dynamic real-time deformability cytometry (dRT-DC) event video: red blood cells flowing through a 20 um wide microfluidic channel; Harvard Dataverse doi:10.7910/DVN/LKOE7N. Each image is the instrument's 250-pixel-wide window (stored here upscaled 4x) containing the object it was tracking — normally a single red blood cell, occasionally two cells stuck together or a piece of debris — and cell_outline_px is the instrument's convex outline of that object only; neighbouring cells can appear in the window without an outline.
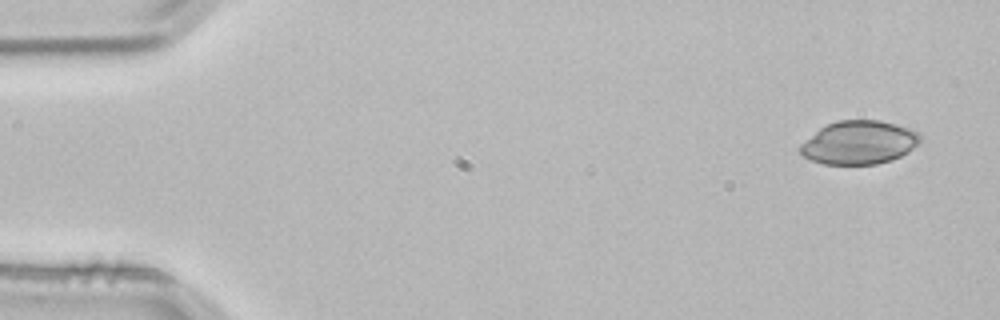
{"species": "common noctule bat (a hibernating species)", "species_latin": "Nyctalus noctula", "temperature_condition": "room temperature", "stored_images_in_passage": 2, "camera_frame_rate_fps": 3000, "um_per_image_px": 0.085, "animal": {"sex": "male", "body_mass_g": 21.5, "forearm_length_mm": 52.0}, "frame": {"image": 1, "passage_image": 1, "time_ms": 0.0, "image_size_px": [1000, 320], "cell_outline_px": [[920, 144], [908, 152], [892, 160], [876, 164], [824, 164], [812, 160], [804, 156], [800, 152], [800, 144], [820, 128], [828, 124], [840, 120], [880, 120], [912, 128], [920, 136]], "centroid_in_image_um": [73.05, 12.11], "position_along_channel_um": 11.9, "area_um2": 30.35}}
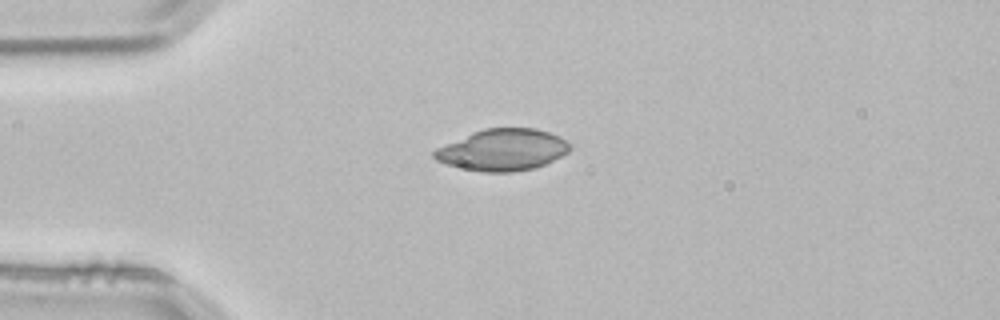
{"frame": {"image": 2, "passage_image": 2, "time_ms": 0.333, "image_size_px": [1000, 320], "cell_outline_px": [[572, 148], [568, 152], [536, 168], [512, 172], [484, 172], [464, 168], [448, 164], [436, 160], [432, 156], [432, 152], [436, 148], [472, 132], [484, 128], [536, 128], [560, 136], [572, 144]], "centroid_in_image_um": [42.74, 12.73], "position_along_channel_um": 42.3, "area_um2": 32.83}}